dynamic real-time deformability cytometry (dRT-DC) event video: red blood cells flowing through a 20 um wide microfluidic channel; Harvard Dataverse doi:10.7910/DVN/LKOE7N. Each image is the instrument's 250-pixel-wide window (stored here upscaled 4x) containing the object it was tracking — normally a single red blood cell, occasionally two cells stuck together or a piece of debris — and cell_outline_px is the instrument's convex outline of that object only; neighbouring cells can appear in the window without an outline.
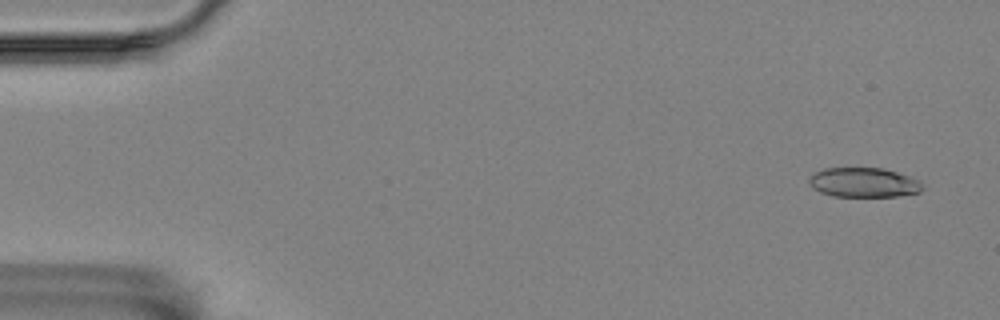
{"species": "Egyptian fruit bat (a non-hibernating species)", "species_latin": "Rousettus aegyptiacus", "temperature_condition": "room temperature", "stored_images_in_passage": 13, "camera_frame_rate_fps": 3000, "um_per_image_px": 0.085, "animal": {"sex": "female"}, "frame": {"image": 1, "passage_image": 3, "time_ms": 0.667, "image_size_px": [1000, 320], "cell_outline_px": [[924, 188], [920, 192], [896, 196], [832, 196], [820, 192], [812, 188], [808, 180], [816, 172], [824, 168], [884, 168], [908, 176], [916, 180]], "centroid_in_image_um": [73.38, 15.51], "position_along_channel_um": 11.6, "area_um2": 19.31}}